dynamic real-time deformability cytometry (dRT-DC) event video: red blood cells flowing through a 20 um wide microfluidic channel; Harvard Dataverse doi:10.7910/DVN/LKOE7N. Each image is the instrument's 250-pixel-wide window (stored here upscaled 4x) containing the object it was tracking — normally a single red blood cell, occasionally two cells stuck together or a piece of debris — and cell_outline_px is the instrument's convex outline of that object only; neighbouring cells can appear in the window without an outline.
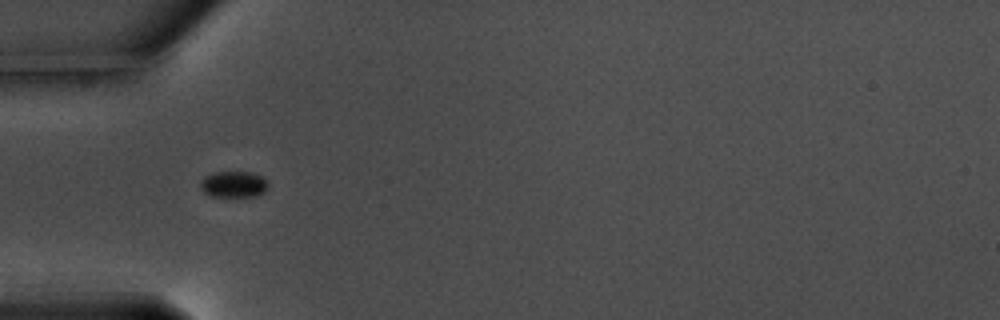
{"species": "common noctule bat (a hibernating species)", "species_latin": "Nyctalus noctula", "temperature_condition": "warm", "stored_images_in_passage": 59, "camera_frame_rate_fps": 3000, "um_per_image_px": 0.085, "animal": {"sex": "male", "body_mass_g": 17.5, "forearm_length_mm": 52.3}, "frame": {"image": 1, "passage_image": 20, "time_ms": 6.333, "image_size_px": [1000, 320], "cell_outline_px": [[268, 188], [264, 192], [256, 196], [212, 196], [204, 192], [200, 188], [200, 180], [204, 176], [216, 172], [248, 172], [260, 176], [268, 184]], "centroid_in_image_um": [19.82, 15.67], "position_along_channel_um": 65.2, "area_um2": 10.23}}
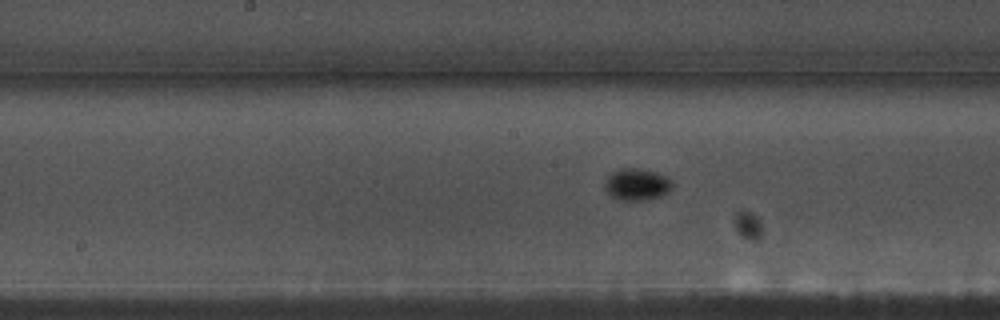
{"frame": {"image": 2, "passage_image": 31, "time_ms": 10.0, "image_size_px": [1000, 320], "cell_outline_px": [[672, 188], [668, 192], [660, 196], [644, 200], [616, 200], [604, 188], [604, 184], [608, 176], [612, 172], [624, 168], [636, 168], [656, 172], [672, 180]], "centroid_in_image_um": [54.12, 15.68], "position_along_channel_um": 194.1, "area_um2": 12.43}}
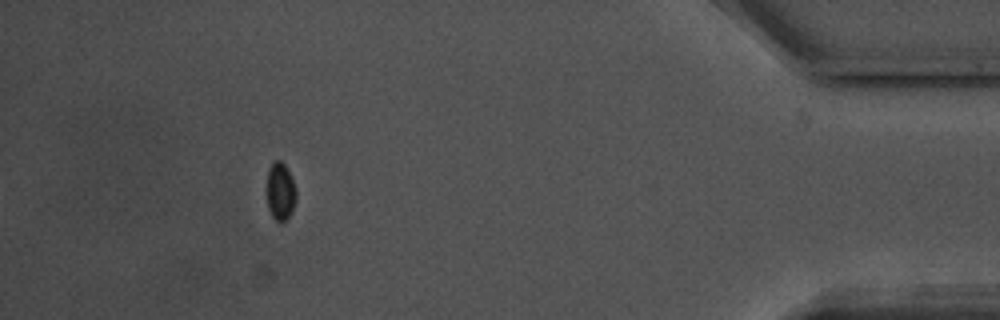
{"frame": {"image": 3, "passage_image": 54, "time_ms": 17.667, "image_size_px": [1000, 320], "cell_outline_px": [[296, 200], [288, 216], [284, 220], [276, 220], [272, 216], [268, 208], [264, 192], [268, 168], [272, 160], [280, 160], [284, 164], [296, 188]], "centroid_in_image_um": [23.76, 16.21], "position_along_channel_um": 411.4, "area_um2": 10.12}}